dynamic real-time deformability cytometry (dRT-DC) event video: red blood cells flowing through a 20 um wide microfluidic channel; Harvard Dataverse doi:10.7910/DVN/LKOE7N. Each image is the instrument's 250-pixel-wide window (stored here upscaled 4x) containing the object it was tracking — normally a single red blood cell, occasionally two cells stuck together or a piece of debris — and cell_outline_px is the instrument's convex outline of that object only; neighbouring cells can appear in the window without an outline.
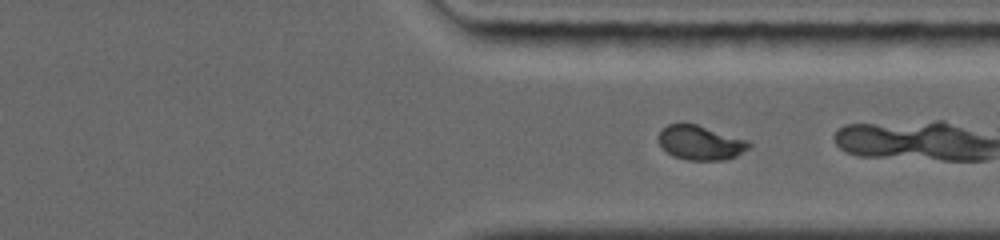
{"species": "common noctule bat (a hibernating species)", "species_latin": "Nyctalus noctula", "temperature_condition": "warm", "stored_images_in_passage": 26, "camera_frame_rate_fps": 5000, "um_per_image_px": 0.085, "animal": {"sex": "female", "body_mass_g": 19.0, "forearm_length_mm": 56.7}, "frame": {"image": 1, "passage_image": 23, "time_ms": 6.6, "image_size_px": [1000, 240], "cell_outline_px": [[752, 144], [748, 148], [736, 156], [724, 160], [688, 160], [672, 156], [660, 148], [660, 132], [668, 124], [680, 120], [696, 124], [748, 140]], "centroid_in_image_um": [59.5, 12.11], "position_along_channel_um": 351.9, "area_um2": 18.38}}